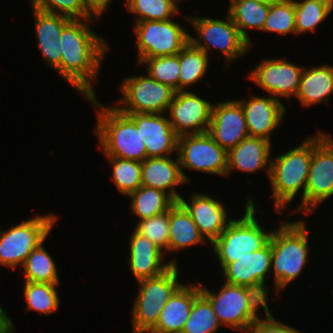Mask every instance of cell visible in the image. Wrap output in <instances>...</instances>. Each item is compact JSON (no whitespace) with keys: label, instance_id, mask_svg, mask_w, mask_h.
Wrapping results in <instances>:
<instances>
[{"label":"cell","instance_id":"e0dca14e","mask_svg":"<svg viewBox=\"0 0 333 333\" xmlns=\"http://www.w3.org/2000/svg\"><path fill=\"white\" fill-rule=\"evenodd\" d=\"M208 133L227 152L246 139L249 132L241 104L237 100L213 104Z\"/></svg>","mask_w":333,"mask_h":333},{"label":"cell","instance_id":"836d02e7","mask_svg":"<svg viewBox=\"0 0 333 333\" xmlns=\"http://www.w3.org/2000/svg\"><path fill=\"white\" fill-rule=\"evenodd\" d=\"M105 157L112 167V181L121 195L128 196L142 186V162Z\"/></svg>","mask_w":333,"mask_h":333},{"label":"cell","instance_id":"4fadbf2b","mask_svg":"<svg viewBox=\"0 0 333 333\" xmlns=\"http://www.w3.org/2000/svg\"><path fill=\"white\" fill-rule=\"evenodd\" d=\"M177 156L187 184L191 180L183 169L223 177L227 174V151L208 132L179 136Z\"/></svg>","mask_w":333,"mask_h":333},{"label":"cell","instance_id":"ab89813d","mask_svg":"<svg viewBox=\"0 0 333 333\" xmlns=\"http://www.w3.org/2000/svg\"><path fill=\"white\" fill-rule=\"evenodd\" d=\"M140 128L143 139L155 134H176L166 113H124Z\"/></svg>","mask_w":333,"mask_h":333},{"label":"cell","instance_id":"f6af8a7d","mask_svg":"<svg viewBox=\"0 0 333 333\" xmlns=\"http://www.w3.org/2000/svg\"><path fill=\"white\" fill-rule=\"evenodd\" d=\"M234 0H229V5L233 2ZM254 1H257V2H260V3H265V4H272V3H275L279 0H254Z\"/></svg>","mask_w":333,"mask_h":333},{"label":"cell","instance_id":"7402d4cb","mask_svg":"<svg viewBox=\"0 0 333 333\" xmlns=\"http://www.w3.org/2000/svg\"><path fill=\"white\" fill-rule=\"evenodd\" d=\"M272 144L266 139L248 136L236 147L227 152V174L238 170L243 173H256L262 169L270 177Z\"/></svg>","mask_w":333,"mask_h":333},{"label":"cell","instance_id":"9c48e42d","mask_svg":"<svg viewBox=\"0 0 333 333\" xmlns=\"http://www.w3.org/2000/svg\"><path fill=\"white\" fill-rule=\"evenodd\" d=\"M53 213L35 215L32 218L12 225L7 230L0 229V266L15 269L23 266L28 255L42 241H46L57 222Z\"/></svg>","mask_w":333,"mask_h":333},{"label":"cell","instance_id":"3957f363","mask_svg":"<svg viewBox=\"0 0 333 333\" xmlns=\"http://www.w3.org/2000/svg\"><path fill=\"white\" fill-rule=\"evenodd\" d=\"M312 159V136H307L295 148L271 157L270 177L271 196L274 200L275 211L283 212L297 194L301 193L302 200L294 212L304 214V195ZM302 190V191H301Z\"/></svg>","mask_w":333,"mask_h":333},{"label":"cell","instance_id":"ee69618b","mask_svg":"<svg viewBox=\"0 0 333 333\" xmlns=\"http://www.w3.org/2000/svg\"><path fill=\"white\" fill-rule=\"evenodd\" d=\"M0 333H15V325L0 303Z\"/></svg>","mask_w":333,"mask_h":333},{"label":"cell","instance_id":"7a4b0ae2","mask_svg":"<svg viewBox=\"0 0 333 333\" xmlns=\"http://www.w3.org/2000/svg\"><path fill=\"white\" fill-rule=\"evenodd\" d=\"M97 112L95 136L105 156L143 162L147 158L140 128L113 105L98 103L97 96L84 98Z\"/></svg>","mask_w":333,"mask_h":333},{"label":"cell","instance_id":"e575fe53","mask_svg":"<svg viewBox=\"0 0 333 333\" xmlns=\"http://www.w3.org/2000/svg\"><path fill=\"white\" fill-rule=\"evenodd\" d=\"M210 301L200 293L194 300L191 313L182 333H215L220 328Z\"/></svg>","mask_w":333,"mask_h":333},{"label":"cell","instance_id":"44dd1931","mask_svg":"<svg viewBox=\"0 0 333 333\" xmlns=\"http://www.w3.org/2000/svg\"><path fill=\"white\" fill-rule=\"evenodd\" d=\"M32 8L35 22V37L42 57L48 66L61 76V47L60 36L63 28L72 18L61 14L47 13Z\"/></svg>","mask_w":333,"mask_h":333},{"label":"cell","instance_id":"d6986e66","mask_svg":"<svg viewBox=\"0 0 333 333\" xmlns=\"http://www.w3.org/2000/svg\"><path fill=\"white\" fill-rule=\"evenodd\" d=\"M245 114L249 136L263 138L272 143L271 134L279 129L286 107L282 101L273 96L261 97L251 95L248 100H237Z\"/></svg>","mask_w":333,"mask_h":333},{"label":"cell","instance_id":"5bb4252c","mask_svg":"<svg viewBox=\"0 0 333 333\" xmlns=\"http://www.w3.org/2000/svg\"><path fill=\"white\" fill-rule=\"evenodd\" d=\"M304 66L295 65L285 57L264 59L251 69L247 78L268 95L281 100L297 96Z\"/></svg>","mask_w":333,"mask_h":333},{"label":"cell","instance_id":"b9f144b4","mask_svg":"<svg viewBox=\"0 0 333 333\" xmlns=\"http://www.w3.org/2000/svg\"><path fill=\"white\" fill-rule=\"evenodd\" d=\"M265 318L260 317L247 331V333H303L297 328L280 322L267 308L264 313Z\"/></svg>","mask_w":333,"mask_h":333},{"label":"cell","instance_id":"d6a6232c","mask_svg":"<svg viewBox=\"0 0 333 333\" xmlns=\"http://www.w3.org/2000/svg\"><path fill=\"white\" fill-rule=\"evenodd\" d=\"M181 0H126L129 13L136 16L135 22L165 21L181 14L178 6Z\"/></svg>","mask_w":333,"mask_h":333},{"label":"cell","instance_id":"603a6c76","mask_svg":"<svg viewBox=\"0 0 333 333\" xmlns=\"http://www.w3.org/2000/svg\"><path fill=\"white\" fill-rule=\"evenodd\" d=\"M199 283L182 284L165 304L156 326L149 333H182L194 300L201 293Z\"/></svg>","mask_w":333,"mask_h":333},{"label":"cell","instance_id":"6da1fadb","mask_svg":"<svg viewBox=\"0 0 333 333\" xmlns=\"http://www.w3.org/2000/svg\"><path fill=\"white\" fill-rule=\"evenodd\" d=\"M92 21L95 18L72 19L59 37L61 78L85 98L96 96L93 83L110 49L108 42L90 28Z\"/></svg>","mask_w":333,"mask_h":333},{"label":"cell","instance_id":"f546056e","mask_svg":"<svg viewBox=\"0 0 333 333\" xmlns=\"http://www.w3.org/2000/svg\"><path fill=\"white\" fill-rule=\"evenodd\" d=\"M22 267L27 282L60 284L56 263L46 251L44 241L33 249Z\"/></svg>","mask_w":333,"mask_h":333},{"label":"cell","instance_id":"d4e9b609","mask_svg":"<svg viewBox=\"0 0 333 333\" xmlns=\"http://www.w3.org/2000/svg\"><path fill=\"white\" fill-rule=\"evenodd\" d=\"M333 94V66L322 64L308 69L304 67L297 99L302 107L328 103Z\"/></svg>","mask_w":333,"mask_h":333},{"label":"cell","instance_id":"83f0119b","mask_svg":"<svg viewBox=\"0 0 333 333\" xmlns=\"http://www.w3.org/2000/svg\"><path fill=\"white\" fill-rule=\"evenodd\" d=\"M128 197H131L130 210L139 217L138 221L165 213L176 203L167 193L146 186L139 187Z\"/></svg>","mask_w":333,"mask_h":333},{"label":"cell","instance_id":"4316f807","mask_svg":"<svg viewBox=\"0 0 333 333\" xmlns=\"http://www.w3.org/2000/svg\"><path fill=\"white\" fill-rule=\"evenodd\" d=\"M270 5L254 0H234L228 5V13L232 17L235 26L241 36L253 46L248 30L256 29L263 31Z\"/></svg>","mask_w":333,"mask_h":333},{"label":"cell","instance_id":"2e32d148","mask_svg":"<svg viewBox=\"0 0 333 333\" xmlns=\"http://www.w3.org/2000/svg\"><path fill=\"white\" fill-rule=\"evenodd\" d=\"M213 103L192 91H178L168 109L169 121L178 136L208 132Z\"/></svg>","mask_w":333,"mask_h":333},{"label":"cell","instance_id":"8d00e7d4","mask_svg":"<svg viewBox=\"0 0 333 333\" xmlns=\"http://www.w3.org/2000/svg\"><path fill=\"white\" fill-rule=\"evenodd\" d=\"M141 65H145L147 73L156 81L179 91L180 63L179 53L162 57L144 59Z\"/></svg>","mask_w":333,"mask_h":333},{"label":"cell","instance_id":"7c38bea8","mask_svg":"<svg viewBox=\"0 0 333 333\" xmlns=\"http://www.w3.org/2000/svg\"><path fill=\"white\" fill-rule=\"evenodd\" d=\"M138 60L178 54L189 42L190 34L174 20L142 21L135 23Z\"/></svg>","mask_w":333,"mask_h":333},{"label":"cell","instance_id":"277c9868","mask_svg":"<svg viewBox=\"0 0 333 333\" xmlns=\"http://www.w3.org/2000/svg\"><path fill=\"white\" fill-rule=\"evenodd\" d=\"M306 228L304 220L283 221L271 234V272L276 296L296 280L309 260L310 232Z\"/></svg>","mask_w":333,"mask_h":333},{"label":"cell","instance_id":"ba28073f","mask_svg":"<svg viewBox=\"0 0 333 333\" xmlns=\"http://www.w3.org/2000/svg\"><path fill=\"white\" fill-rule=\"evenodd\" d=\"M184 17L193 26L197 35V37L190 35V42L209 56L210 51L221 52L225 59V66H229L239 56L246 55L251 49L228 12L223 20L200 16Z\"/></svg>","mask_w":333,"mask_h":333},{"label":"cell","instance_id":"ffe728a7","mask_svg":"<svg viewBox=\"0 0 333 333\" xmlns=\"http://www.w3.org/2000/svg\"><path fill=\"white\" fill-rule=\"evenodd\" d=\"M131 233L128 262L136 282L159 276L173 264H177L176 256L171 258L170 261L165 260V252L156 244L134 229ZM163 261L167 262L164 263Z\"/></svg>","mask_w":333,"mask_h":333},{"label":"cell","instance_id":"1f68e13d","mask_svg":"<svg viewBox=\"0 0 333 333\" xmlns=\"http://www.w3.org/2000/svg\"><path fill=\"white\" fill-rule=\"evenodd\" d=\"M296 33L315 32L317 26L332 12L333 3L328 0H294Z\"/></svg>","mask_w":333,"mask_h":333},{"label":"cell","instance_id":"f1b7e54d","mask_svg":"<svg viewBox=\"0 0 333 333\" xmlns=\"http://www.w3.org/2000/svg\"><path fill=\"white\" fill-rule=\"evenodd\" d=\"M210 57L189 42L179 52V91H188L191 85L202 81L209 67Z\"/></svg>","mask_w":333,"mask_h":333},{"label":"cell","instance_id":"30bf717a","mask_svg":"<svg viewBox=\"0 0 333 333\" xmlns=\"http://www.w3.org/2000/svg\"><path fill=\"white\" fill-rule=\"evenodd\" d=\"M120 91L122 97L114 107L122 113H167L176 93L148 73L124 78Z\"/></svg>","mask_w":333,"mask_h":333},{"label":"cell","instance_id":"8992f818","mask_svg":"<svg viewBox=\"0 0 333 333\" xmlns=\"http://www.w3.org/2000/svg\"><path fill=\"white\" fill-rule=\"evenodd\" d=\"M216 293L200 283L201 293L210 301L221 323L231 329L247 332L260 318L259 309L270 308L268 302L256 291L248 287L232 285L224 281Z\"/></svg>","mask_w":333,"mask_h":333},{"label":"cell","instance_id":"d590c367","mask_svg":"<svg viewBox=\"0 0 333 333\" xmlns=\"http://www.w3.org/2000/svg\"><path fill=\"white\" fill-rule=\"evenodd\" d=\"M263 32L287 35L297 34L295 28L294 0H279L270 4Z\"/></svg>","mask_w":333,"mask_h":333},{"label":"cell","instance_id":"9a60e30c","mask_svg":"<svg viewBox=\"0 0 333 333\" xmlns=\"http://www.w3.org/2000/svg\"><path fill=\"white\" fill-rule=\"evenodd\" d=\"M271 262L272 248L269 241L263 248L228 263L220 274L224 277L223 281L256 290L268 302L270 289L265 283L267 275H271Z\"/></svg>","mask_w":333,"mask_h":333},{"label":"cell","instance_id":"5b68a950","mask_svg":"<svg viewBox=\"0 0 333 333\" xmlns=\"http://www.w3.org/2000/svg\"><path fill=\"white\" fill-rule=\"evenodd\" d=\"M248 196L242 217L232 219L222 234L211 244L221 270L254 251L263 248L270 240L273 230H265L257 218L256 202Z\"/></svg>","mask_w":333,"mask_h":333},{"label":"cell","instance_id":"7bdbcfd3","mask_svg":"<svg viewBox=\"0 0 333 333\" xmlns=\"http://www.w3.org/2000/svg\"><path fill=\"white\" fill-rule=\"evenodd\" d=\"M112 0H83L85 10L96 20H98L107 10Z\"/></svg>","mask_w":333,"mask_h":333},{"label":"cell","instance_id":"4dcf8cb0","mask_svg":"<svg viewBox=\"0 0 333 333\" xmlns=\"http://www.w3.org/2000/svg\"><path fill=\"white\" fill-rule=\"evenodd\" d=\"M25 312L36 311L45 316L52 315L60 306L59 284L24 282Z\"/></svg>","mask_w":333,"mask_h":333},{"label":"cell","instance_id":"484cf974","mask_svg":"<svg viewBox=\"0 0 333 333\" xmlns=\"http://www.w3.org/2000/svg\"><path fill=\"white\" fill-rule=\"evenodd\" d=\"M197 244H206V240L201 235L190 214L179 202H176L169 209L168 253H176Z\"/></svg>","mask_w":333,"mask_h":333},{"label":"cell","instance_id":"52a82bcc","mask_svg":"<svg viewBox=\"0 0 333 333\" xmlns=\"http://www.w3.org/2000/svg\"><path fill=\"white\" fill-rule=\"evenodd\" d=\"M178 264H173L159 276L137 281L138 294L132 308V333H149L157 324L159 315L179 283Z\"/></svg>","mask_w":333,"mask_h":333},{"label":"cell","instance_id":"cb8c5ba5","mask_svg":"<svg viewBox=\"0 0 333 333\" xmlns=\"http://www.w3.org/2000/svg\"><path fill=\"white\" fill-rule=\"evenodd\" d=\"M142 186L167 193L175 202L182 197L175 187L187 184L184 180L178 156L149 157L142 162Z\"/></svg>","mask_w":333,"mask_h":333},{"label":"cell","instance_id":"8fae6325","mask_svg":"<svg viewBox=\"0 0 333 333\" xmlns=\"http://www.w3.org/2000/svg\"><path fill=\"white\" fill-rule=\"evenodd\" d=\"M333 195V138L319 131L312 135V159L304 195V214L316 208Z\"/></svg>","mask_w":333,"mask_h":333},{"label":"cell","instance_id":"74e56055","mask_svg":"<svg viewBox=\"0 0 333 333\" xmlns=\"http://www.w3.org/2000/svg\"><path fill=\"white\" fill-rule=\"evenodd\" d=\"M133 229L168 253L169 211L138 221Z\"/></svg>","mask_w":333,"mask_h":333},{"label":"cell","instance_id":"ac0fdd59","mask_svg":"<svg viewBox=\"0 0 333 333\" xmlns=\"http://www.w3.org/2000/svg\"><path fill=\"white\" fill-rule=\"evenodd\" d=\"M191 196L190 201L181 197L178 202L190 214L201 235L211 245L232 219L228 217L225 205L210 195L193 192Z\"/></svg>","mask_w":333,"mask_h":333},{"label":"cell","instance_id":"60d3db41","mask_svg":"<svg viewBox=\"0 0 333 333\" xmlns=\"http://www.w3.org/2000/svg\"><path fill=\"white\" fill-rule=\"evenodd\" d=\"M178 137L177 134H155L145 138L147 158L170 156L175 152L177 155Z\"/></svg>","mask_w":333,"mask_h":333},{"label":"cell","instance_id":"f35d334b","mask_svg":"<svg viewBox=\"0 0 333 333\" xmlns=\"http://www.w3.org/2000/svg\"><path fill=\"white\" fill-rule=\"evenodd\" d=\"M30 6L53 14H61L72 19L93 18L84 7L83 0H29Z\"/></svg>","mask_w":333,"mask_h":333}]
</instances>
